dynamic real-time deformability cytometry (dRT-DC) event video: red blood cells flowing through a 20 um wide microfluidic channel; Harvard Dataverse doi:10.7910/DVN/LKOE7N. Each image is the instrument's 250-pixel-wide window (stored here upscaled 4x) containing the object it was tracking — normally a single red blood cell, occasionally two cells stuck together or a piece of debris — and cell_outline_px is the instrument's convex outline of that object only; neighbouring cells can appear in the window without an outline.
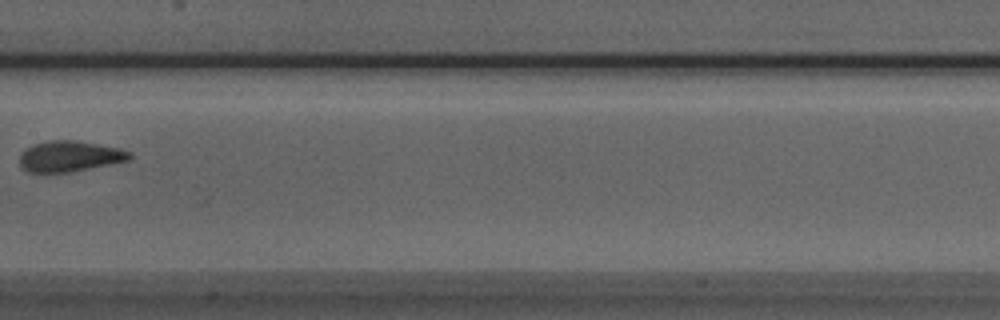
{"species": "Egyptian fruit bat (a non-hibernating species)", "species_latin": "Rousettus aegyptiacus", "temperature_condition": "room temperature", "stored_images_in_passage": 8, "camera_frame_rate_fps": 3000, "um_per_image_px": 0.085, "animal": {"sex": "male"}, "frame": {"image": 1, "passage_image": 7, "time_ms": 2.0, "image_size_px": [1000, 320], "cell_outline_px": [[132, 156], [128, 160], [68, 172], [28, 172], [20, 164], [20, 152], [24, 148], [48, 140], [72, 140], [96, 144], [116, 148], [132, 152]], "centroid_in_image_um": [5.87, 13.27], "position_along_channel_um": 201.5, "area_um2": 19.31}}
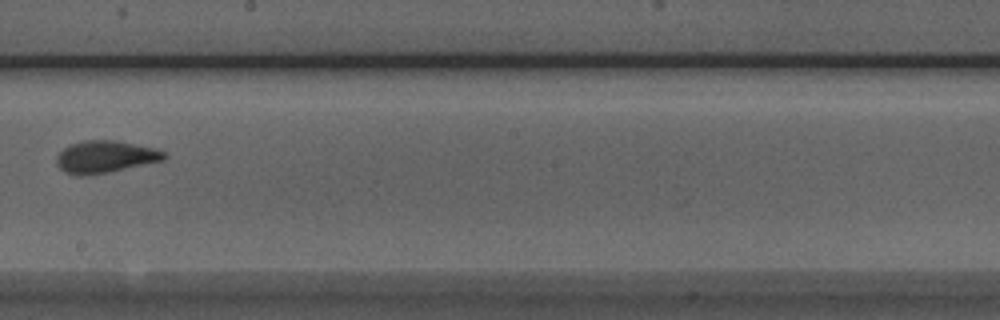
{"frame": {"image": 2, "passage_image": 8, "time_ms": 2.333, "image_size_px": [1000, 320], "cell_outline_px": [[168, 156], [164, 160], [108, 172], [84, 176], [76, 176], [64, 172], [56, 164], [56, 156], [64, 148], [72, 144], [84, 140], [116, 140], [156, 148], [164, 152]], "centroid_in_image_um": [8.94, 13.33], "position_along_channel_um": 239.3, "area_um2": 20.23}}